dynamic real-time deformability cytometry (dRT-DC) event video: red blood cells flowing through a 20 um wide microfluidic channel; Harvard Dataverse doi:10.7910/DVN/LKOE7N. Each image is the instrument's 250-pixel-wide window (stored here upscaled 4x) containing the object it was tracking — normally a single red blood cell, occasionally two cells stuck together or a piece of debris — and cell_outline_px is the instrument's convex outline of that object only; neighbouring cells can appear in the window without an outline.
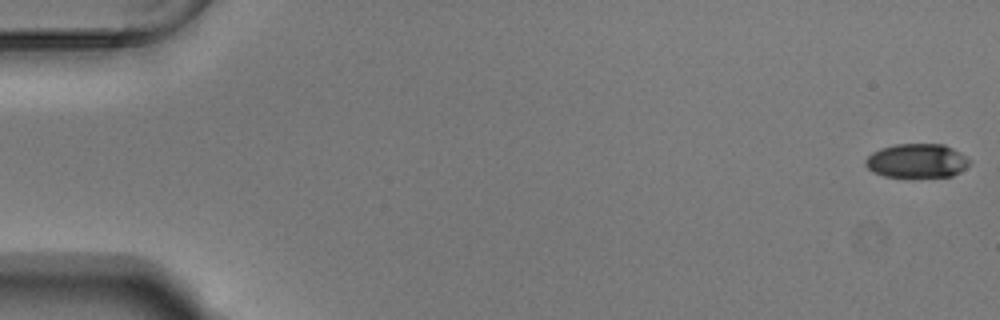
{"species": "Egyptian fruit bat (a non-hibernating species)", "species_latin": "Rousettus aegyptiacus", "temperature_condition": "warm", "stored_images_in_passage": 14, "camera_frame_rate_fps": 3000, "um_per_image_px": 0.085, "animal": {"sex": "male"}, "frame": {"image": 1, "passage_image": 1, "time_ms": 0.0, "image_size_px": [1000, 320], "cell_outline_px": [[972, 160], [960, 172], [952, 176], [884, 176], [872, 172], [864, 164], [864, 160], [872, 152], [880, 148], [896, 144], [944, 144], [960, 152]], "centroid_in_image_um": [77.92, 13.65], "position_along_channel_um": 7.1, "area_um2": 20.58}}